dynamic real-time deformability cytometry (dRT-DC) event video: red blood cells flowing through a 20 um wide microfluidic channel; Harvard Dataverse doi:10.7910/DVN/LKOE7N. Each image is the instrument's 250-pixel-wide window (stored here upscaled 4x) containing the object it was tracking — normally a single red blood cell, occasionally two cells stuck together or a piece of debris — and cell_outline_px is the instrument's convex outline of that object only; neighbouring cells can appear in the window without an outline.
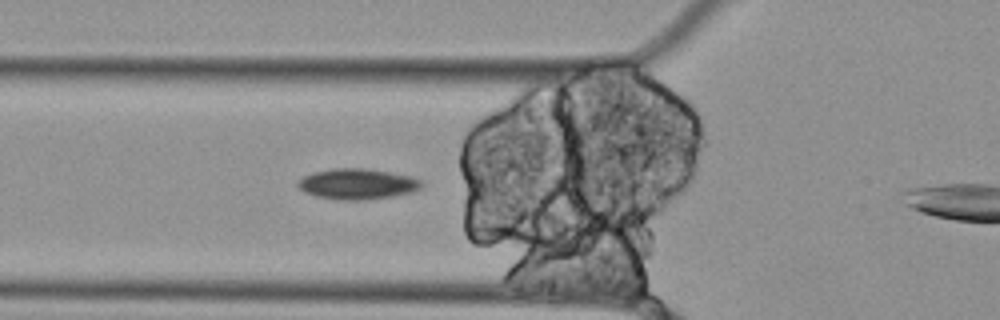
{"species": "Egyptian fruit bat (a non-hibernating species)", "species_latin": "Rousettus aegyptiacus", "temperature_condition": "cold", "stored_images_in_passage": 31, "camera_frame_rate_fps": 3000, "um_per_image_px": 0.085, "animal": {"sex": "female"}, "frame": {"image": 1, "passage_image": 4, "time_ms": 1.0, "image_size_px": [1000, 320], "cell_outline_px": [[424, 184], [420, 188], [412, 192], [396, 196], [360, 200], [340, 200], [316, 196], [304, 192], [296, 184], [296, 180], [312, 172], [332, 168], [364, 168], [412, 176], [424, 180]], "centroid_in_image_um": [30.39, 15.63], "position_along_channel_um": 95.4, "area_um2": 22.37}}
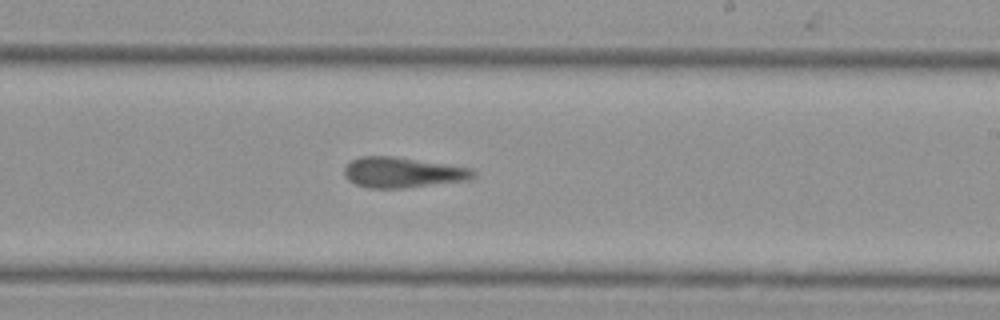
{"frame": {"image": 2, "passage_image": 18, "time_ms": 5.667, "image_size_px": [1000, 320], "cell_outline_px": [[476, 176], [468, 180], [404, 188], [368, 188], [356, 184], [348, 180], [344, 176], [344, 168], [352, 160], [360, 156], [392, 156], [468, 168], [476, 172]], "centroid_in_image_um": [34.18, 14.67], "position_along_channel_um": 254.8, "area_um2": 22.6}}
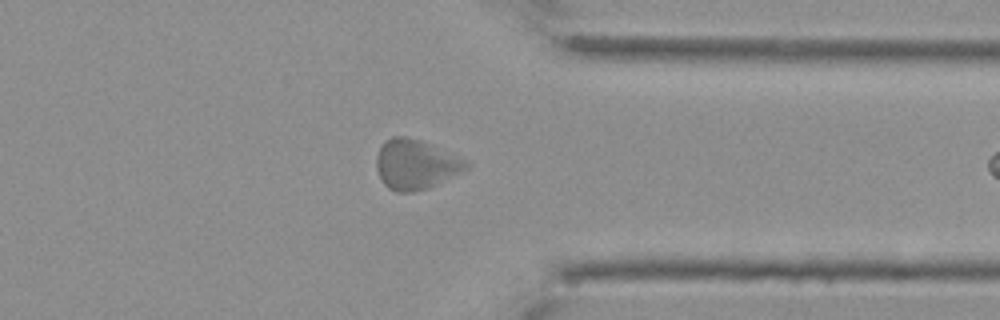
{"frame": {"image": 3, "passage_image": 29, "time_ms": 9.333, "image_size_px": [1000, 320], "cell_outline_px": [[468, 168], [464, 172], [428, 188], [412, 192], [396, 192], [388, 188], [384, 184], [376, 168], [376, 156], [384, 140], [392, 136], [404, 136], [420, 140], [464, 160], [468, 164]], "centroid_in_image_um": [35.29, 13.99], "position_along_channel_um": 376.1, "area_um2": 25.78}}